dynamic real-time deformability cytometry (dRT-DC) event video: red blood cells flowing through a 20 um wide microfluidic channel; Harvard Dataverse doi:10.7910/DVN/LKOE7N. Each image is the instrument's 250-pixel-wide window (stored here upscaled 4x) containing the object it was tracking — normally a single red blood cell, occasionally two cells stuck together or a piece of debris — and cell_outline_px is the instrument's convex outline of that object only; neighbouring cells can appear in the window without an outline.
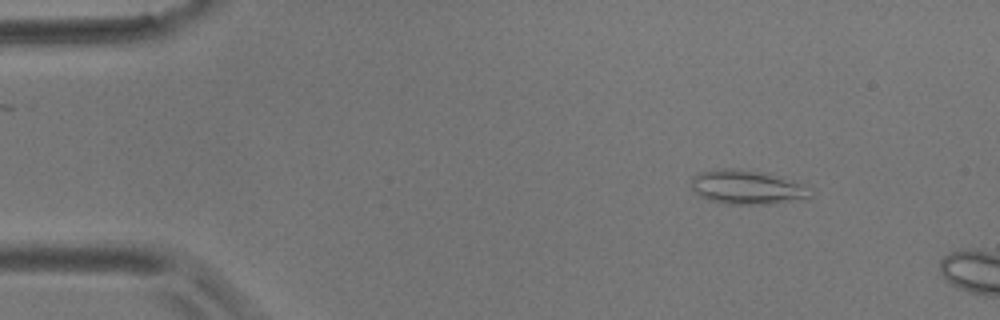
{"species": "common noctule bat (a hibernating species)", "species_latin": "Nyctalus noctula", "temperature_condition": "room temperature", "stored_images_in_passage": 3, "camera_frame_rate_fps": 3000, "um_per_image_px": 0.085, "animal": {"sex": "male", "body_mass_g": 17.9}, "frame": {"image": 1, "passage_image": 2, "time_ms": 1.0, "image_size_px": [1000, 320], "cell_outline_px": [[816, 192], [812, 196], [776, 204], [728, 204], [708, 200], [700, 196], [692, 188], [692, 176], [700, 172], [716, 168], [732, 168], [760, 172], [776, 176], [804, 184], [812, 188]], "centroid_in_image_um": [63.52, 15.92], "position_along_channel_um": 21.5, "area_um2": 23.81}}